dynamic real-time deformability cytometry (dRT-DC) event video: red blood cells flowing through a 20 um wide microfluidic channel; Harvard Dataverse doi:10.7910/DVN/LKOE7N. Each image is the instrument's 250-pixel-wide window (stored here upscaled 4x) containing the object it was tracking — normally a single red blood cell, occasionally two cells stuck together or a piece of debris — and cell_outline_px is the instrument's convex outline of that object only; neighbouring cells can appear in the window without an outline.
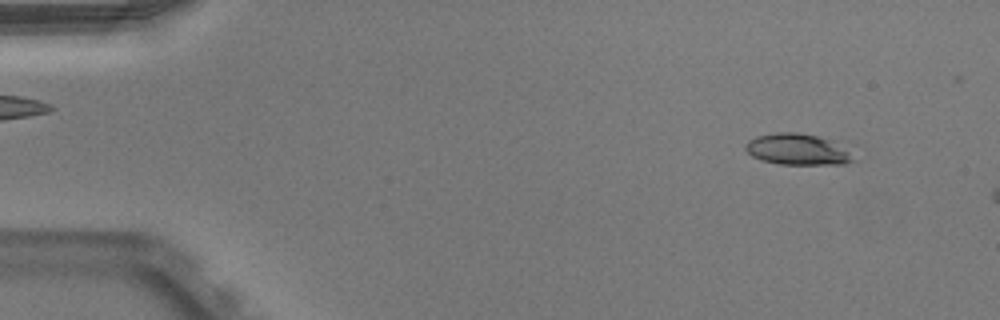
{"species": "Egyptian fruit bat (a non-hibernating species)", "species_latin": "Rousettus aegyptiacus", "temperature_condition": "warm", "stored_images_in_passage": 8, "camera_frame_rate_fps": 3000, "um_per_image_px": 0.085, "animal": {"sex": "male"}, "frame": {"image": 1, "passage_image": 2, "time_ms": 0.333, "image_size_px": [1000, 320], "cell_outline_px": [[852, 160], [844, 164], [776, 164], [760, 160], [752, 156], [744, 148], [744, 144], [748, 140], [756, 136], [776, 132], [796, 132], [816, 136], [828, 140], [848, 148]], "centroid_in_image_um": [67.71, 12.7], "position_along_channel_um": 17.3, "area_um2": 19.48}}